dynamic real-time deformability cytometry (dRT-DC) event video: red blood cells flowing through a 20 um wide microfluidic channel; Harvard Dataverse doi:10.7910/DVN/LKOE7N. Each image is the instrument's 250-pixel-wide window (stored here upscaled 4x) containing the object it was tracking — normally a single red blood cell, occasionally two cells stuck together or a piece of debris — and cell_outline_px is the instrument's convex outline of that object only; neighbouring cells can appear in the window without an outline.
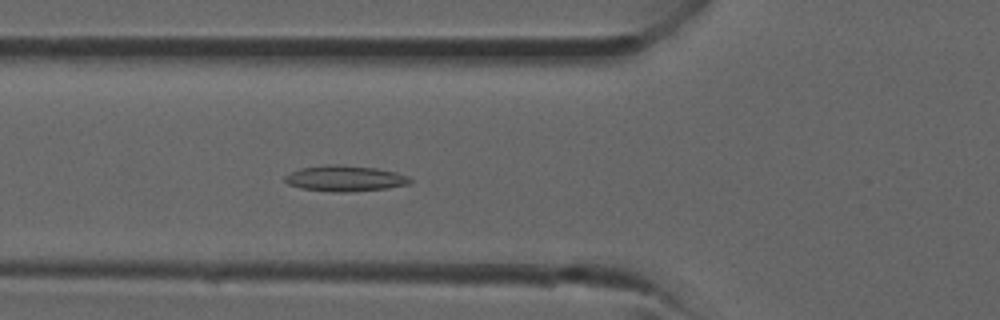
{"species": "common noctule bat (a hibernating species)", "species_latin": "Nyctalus noctula", "temperature_condition": "room temperature", "stored_images_in_passage": 23, "camera_frame_rate_fps": 3000, "um_per_image_px": 0.085, "animal": {"sex": "male", "forearm_length_mm": 52.5}, "frame": {"image": 1, "passage_image": 2, "time_ms": 0.333, "image_size_px": [1000, 320], "cell_outline_px": [[412, 180], [408, 184], [388, 188], [348, 192], [332, 192], [300, 188], [288, 184], [284, 180], [284, 176], [300, 168], [324, 164], [340, 164], [376, 168], [396, 172], [408, 176]], "centroid_in_image_um": [29.3, 15.16], "position_along_channel_um": 96.5, "area_um2": 18.96}}
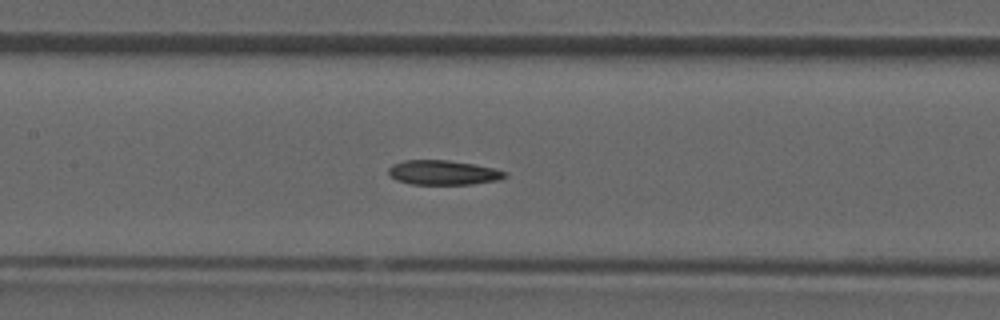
{"frame": {"image": 2, "passage_image": 6, "time_ms": 1.667, "image_size_px": [1000, 320], "cell_outline_px": [[508, 176], [500, 180], [472, 184], [412, 184], [396, 180], [388, 172], [388, 168], [392, 164], [404, 160], [448, 160], [472, 164], [492, 168], [508, 172]], "centroid_in_image_um": [37.68, 14.67], "position_along_channel_um": 169.7, "area_um2": 16.65}}
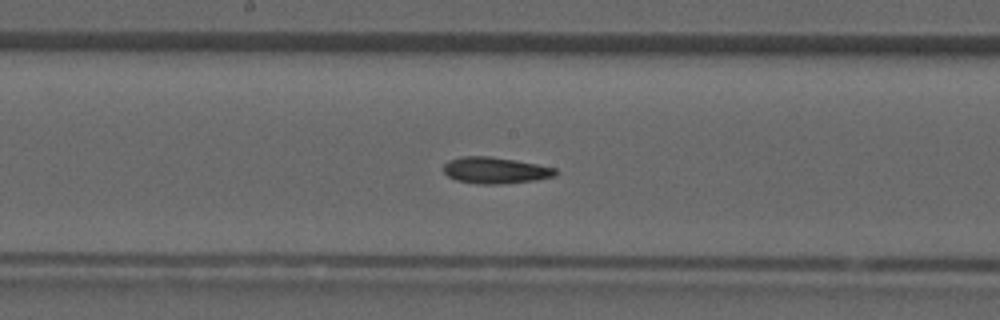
{"frame": {"image": 3, "passage_image": 8, "time_ms": 2.333, "image_size_px": [1000, 320], "cell_outline_px": [[560, 172], [556, 176], [536, 180], [500, 184], [476, 184], [456, 180], [448, 176], [444, 172], [444, 164], [448, 160], [460, 156], [488, 156], [516, 160], [556, 168]], "centroid_in_image_um": [42.11, 14.48], "position_along_channel_um": 206.1, "area_um2": 17.4}}